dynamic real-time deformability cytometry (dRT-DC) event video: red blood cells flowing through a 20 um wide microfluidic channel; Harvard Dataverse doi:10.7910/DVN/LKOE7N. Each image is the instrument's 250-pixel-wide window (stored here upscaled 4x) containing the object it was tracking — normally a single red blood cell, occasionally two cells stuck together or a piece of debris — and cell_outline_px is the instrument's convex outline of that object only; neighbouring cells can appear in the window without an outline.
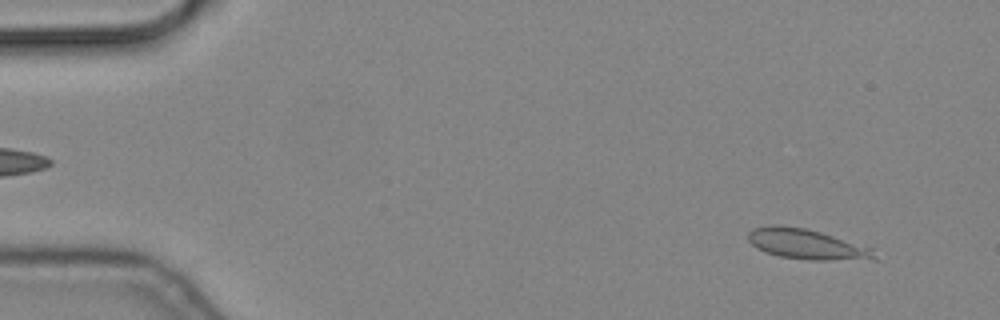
{"species": "common noctule bat (a hibernating species)", "species_latin": "Nyctalus noctula", "temperature_condition": "cold", "stored_images_in_passage": 9, "camera_frame_rate_fps": 3000, "um_per_image_px": 0.085, "animal": {"sex": "male", "body_mass_g": 19.2, "forearm_length_mm": 51.8}, "frame": {"image": 1, "passage_image": 4, "time_ms": 1.0, "image_size_px": [1000, 320], "cell_outline_px": [[880, 260], [812, 260], [780, 256], [764, 252], [756, 248], [748, 240], [748, 232], [752, 228], [776, 224], [804, 228], [820, 232], [872, 248]], "centroid_in_image_um": [68.59, 20.77], "position_along_channel_um": 16.4, "area_um2": 22.31}}